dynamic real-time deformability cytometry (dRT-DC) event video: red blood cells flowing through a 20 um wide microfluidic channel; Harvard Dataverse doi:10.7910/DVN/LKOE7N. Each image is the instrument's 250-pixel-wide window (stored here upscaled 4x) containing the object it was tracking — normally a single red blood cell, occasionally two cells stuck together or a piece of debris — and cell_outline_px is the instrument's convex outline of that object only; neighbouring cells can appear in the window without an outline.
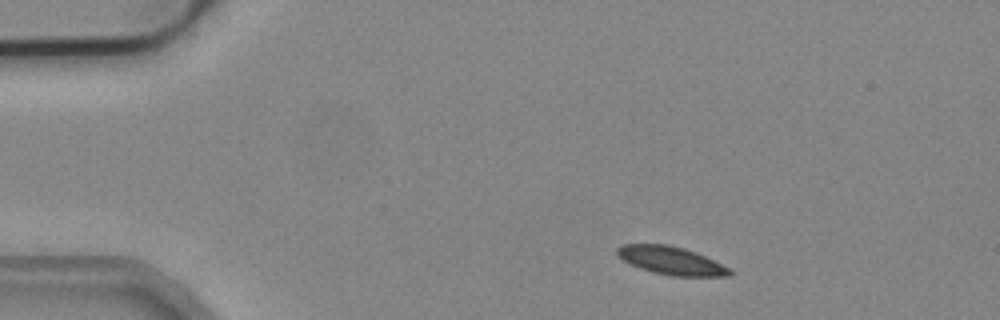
{"species": "common noctule bat (a hibernating species)", "species_latin": "Nyctalus noctula", "temperature_condition": "cold", "stored_images_in_passage": 3, "camera_frame_rate_fps": 3000, "um_per_image_px": 0.085, "animal": {"sex": "male", "body_mass_g": 19.2, "forearm_length_mm": 51.8}, "frame": {"image": 1, "passage_image": 1, "time_ms": 0.0, "image_size_px": [1000, 320], "cell_outline_px": [[732, 276], [672, 276], [652, 272], [640, 268], [624, 260], [616, 252], [616, 248], [620, 244], [668, 244], [684, 248], [696, 252], [732, 268]], "centroid_in_image_um": [57.09, 22.15], "position_along_channel_um": 27.9, "area_um2": 18.5}}